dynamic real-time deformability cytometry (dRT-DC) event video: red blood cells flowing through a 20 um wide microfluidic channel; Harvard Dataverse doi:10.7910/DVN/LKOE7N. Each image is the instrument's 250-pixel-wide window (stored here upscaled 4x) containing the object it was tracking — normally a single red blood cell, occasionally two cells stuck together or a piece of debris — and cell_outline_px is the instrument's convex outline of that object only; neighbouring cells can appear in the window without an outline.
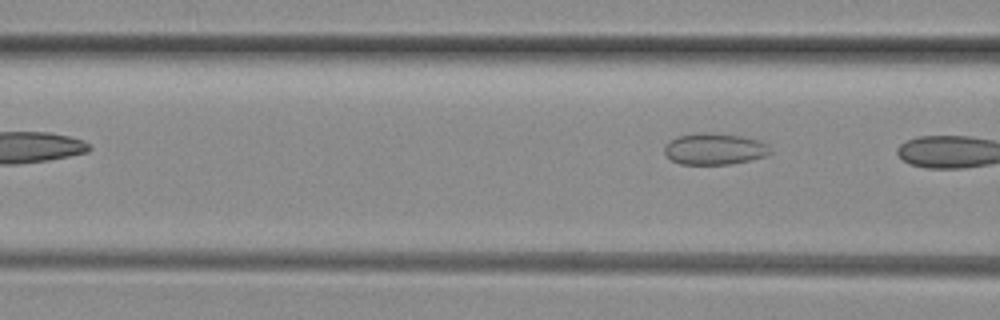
{"species": "common noctule bat (a hibernating species)", "species_latin": "Nyctalus noctula", "temperature_condition": "room temperature", "stored_images_in_passage": 4, "camera_frame_rate_fps": 3000, "um_per_image_px": 0.085, "animal": {"sex": "female", "body_mass_g": 29.2, "forearm_length_mm": 56.3}, "frame": {"image": 1, "passage_image": 4, "time_ms": 1.0, "image_size_px": [1000, 320], "cell_outline_px": [[772, 152], [768, 156], [728, 164], [680, 164], [672, 160], [664, 152], [664, 148], [672, 140], [680, 136], [700, 132], [712, 132], [740, 136], [760, 140], [768, 144]], "centroid_in_image_um": [60.79, 12.65], "position_along_channel_um": 105.8, "area_um2": 19.31}}